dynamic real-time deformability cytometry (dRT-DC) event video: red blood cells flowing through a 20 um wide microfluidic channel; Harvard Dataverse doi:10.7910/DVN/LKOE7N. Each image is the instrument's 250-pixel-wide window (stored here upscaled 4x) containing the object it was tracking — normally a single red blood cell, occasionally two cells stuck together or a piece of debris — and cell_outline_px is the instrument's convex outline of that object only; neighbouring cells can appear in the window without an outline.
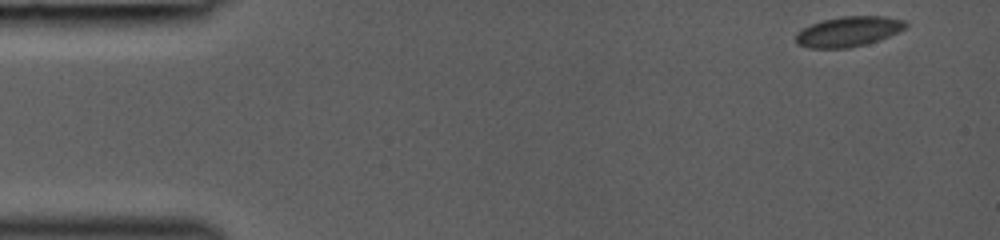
{"species": "common noctule bat (a hibernating species)", "species_latin": "Nyctalus noctula", "temperature_condition": "room temperature", "stored_images_in_passage": 37, "camera_frame_rate_fps": 3000, "um_per_image_px": 0.085, "animal": {"sex": "female", "body_mass_g": 19.0, "forearm_length_mm": 53.3}, "frame": {"image": 1, "passage_image": 1, "time_ms": 0.0, "image_size_px": [1000, 240], "cell_outline_px": [[908, 24], [904, 28], [880, 40], [848, 48], [808, 48], [796, 44], [796, 32], [812, 24], [824, 20], [840, 16], [884, 16], [904, 20]], "centroid_in_image_um": [72.09, 2.68], "position_along_channel_um": 12.9, "area_um2": 19.13}}
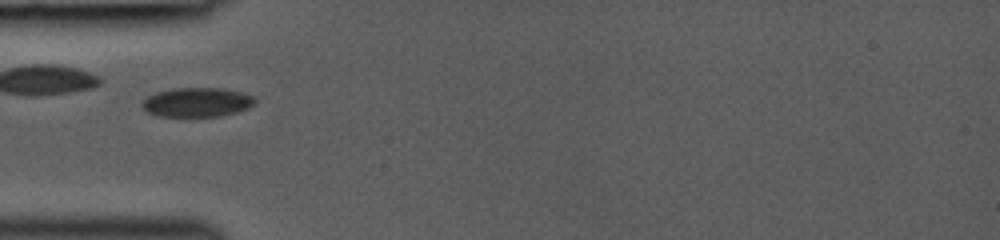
{"frame": {"image": 2, "passage_image": 13, "time_ms": 4.0, "image_size_px": [1000, 240], "cell_outline_px": [[256, 104], [248, 108], [236, 112], [220, 116], [156, 116], [148, 112], [140, 104], [148, 96], [156, 92], [172, 88], [220, 88], [244, 92], [256, 96]], "centroid_in_image_um": [16.79, 8.68], "position_along_channel_um": 68.2, "area_um2": 19.42}}